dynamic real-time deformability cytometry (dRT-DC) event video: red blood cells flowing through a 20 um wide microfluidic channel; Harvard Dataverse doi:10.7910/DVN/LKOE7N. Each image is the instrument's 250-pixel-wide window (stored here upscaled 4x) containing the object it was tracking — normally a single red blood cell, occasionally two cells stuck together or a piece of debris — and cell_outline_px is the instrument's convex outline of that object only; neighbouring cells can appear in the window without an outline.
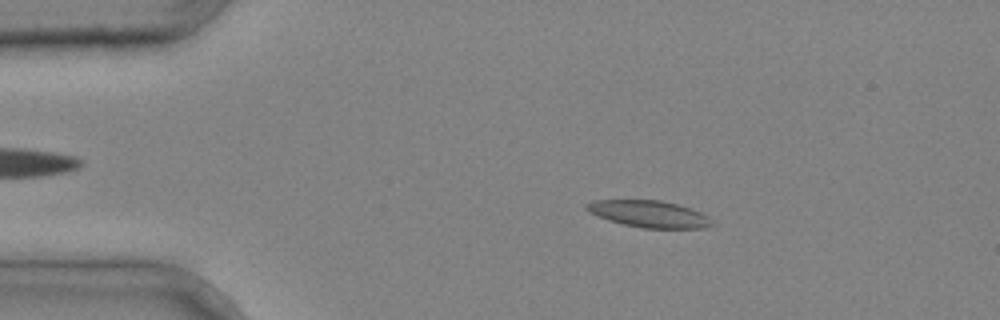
{"species": "common noctule bat (a hibernating species)", "species_latin": "Nyctalus noctula", "temperature_condition": "cold", "stored_images_in_passage": 41, "camera_frame_rate_fps": 3000, "um_per_image_px": 0.085, "animal": {"sex": "male", "body_mass_g": 20.4}, "frame": {"image": 1, "passage_image": 7, "time_ms": 2.0, "image_size_px": [1000, 320], "cell_outline_px": [[716, 224], [704, 228], [644, 228], [624, 224], [608, 220], [596, 216], [588, 212], [584, 208], [584, 204], [592, 200], [660, 200], [676, 204], [700, 212], [708, 216]], "centroid_in_image_um": [55.13, 18.18], "position_along_channel_um": 29.9, "area_um2": 19.65}}
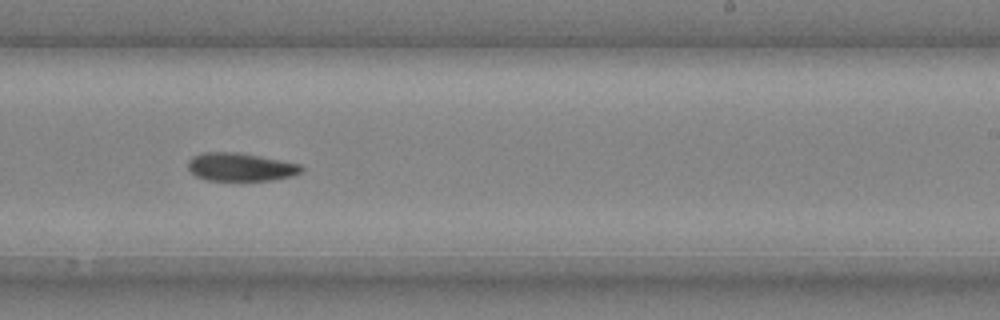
{"frame": {"image": 2, "passage_image": 26, "time_ms": 8.333, "image_size_px": [1000, 320], "cell_outline_px": [[304, 168], [300, 172], [292, 176], [272, 180], [208, 180], [196, 176], [188, 168], [188, 160], [192, 156], [204, 152], [236, 152], [260, 156], [300, 164]], "centroid_in_image_um": [20.43, 14.19], "position_along_channel_um": 268.6, "area_um2": 18.5}}
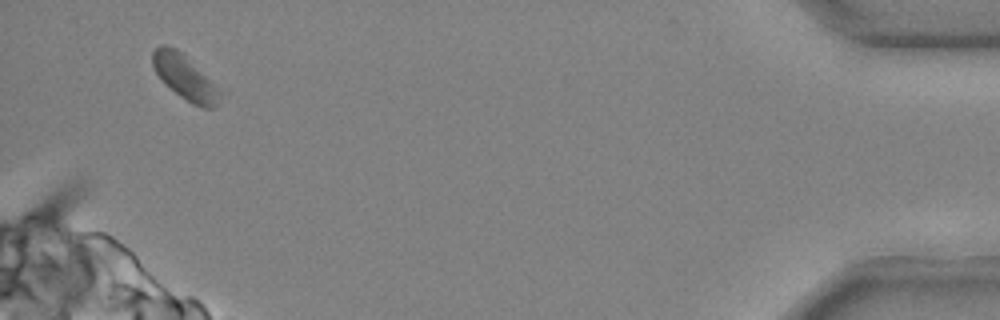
{"frame": {"image": 3, "passage_image": 40, "time_ms": 13.0, "image_size_px": [1000, 320], "cell_outline_px": [[228, 92], [220, 104], [212, 108], [204, 108], [192, 104], [180, 96], [152, 68], [152, 52], [160, 44], [164, 44], [176, 48], [184, 52]], "centroid_in_image_um": [15.9, 6.57], "position_along_channel_um": 419.3, "area_um2": 18.67}}